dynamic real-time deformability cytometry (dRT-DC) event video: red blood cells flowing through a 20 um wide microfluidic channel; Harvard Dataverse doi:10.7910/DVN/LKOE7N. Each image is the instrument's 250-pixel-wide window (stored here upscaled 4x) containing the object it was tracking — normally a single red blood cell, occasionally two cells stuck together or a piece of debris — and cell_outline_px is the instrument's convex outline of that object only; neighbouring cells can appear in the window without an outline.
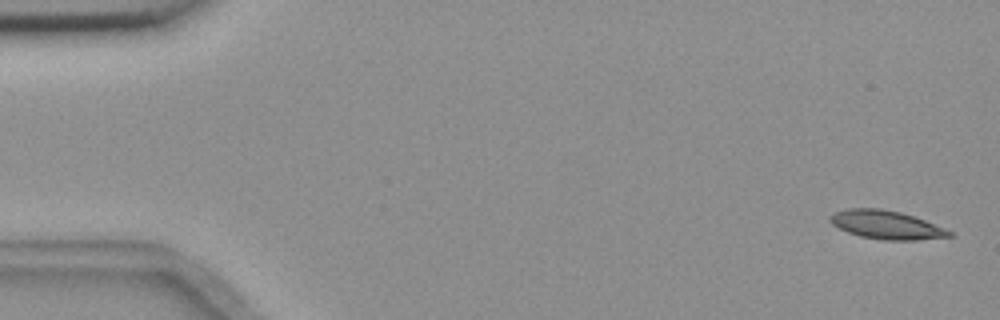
{"species": "common noctule bat (a hibernating species)", "species_latin": "Nyctalus noctula", "temperature_condition": "room temperature", "stored_images_in_passage": 6, "camera_frame_rate_fps": 3000, "um_per_image_px": 0.085, "animal": {"sex": "female", "body_mass_g": 18.4}, "frame": {"image": 1, "passage_image": 1, "time_ms": 0.0, "image_size_px": [1000, 320], "cell_outline_px": [[956, 236], [916, 240], [884, 240], [860, 236], [848, 232], [832, 224], [828, 220], [828, 216], [836, 212], [848, 208], [880, 208], [900, 212], [924, 220], [944, 228], [952, 232]], "centroid_in_image_um": [75.33, 19.11], "position_along_channel_um": 9.7, "area_um2": 19.71}}
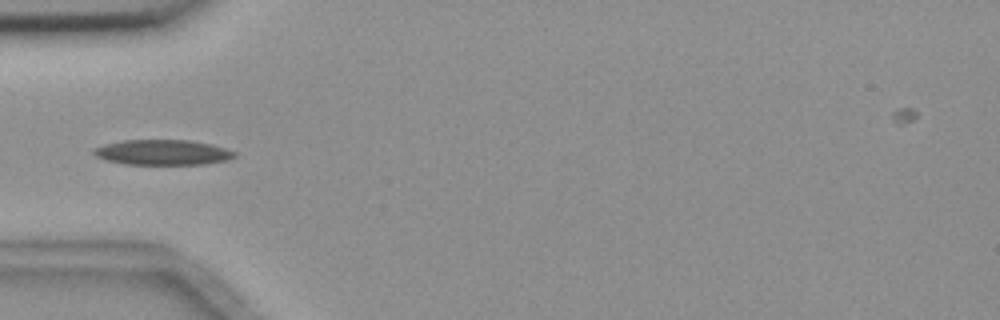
{"frame": {"image": 2, "passage_image": 5, "time_ms": 5.333, "image_size_px": [1000, 320], "cell_outline_px": [[236, 156], [228, 160], [204, 164], [124, 164], [108, 160], [96, 156], [92, 152], [92, 148], [104, 144], [124, 140], [192, 140], [212, 144], [236, 152]], "centroid_in_image_um": [13.83, 12.94], "position_along_channel_um": 71.2, "area_um2": 20.75}}